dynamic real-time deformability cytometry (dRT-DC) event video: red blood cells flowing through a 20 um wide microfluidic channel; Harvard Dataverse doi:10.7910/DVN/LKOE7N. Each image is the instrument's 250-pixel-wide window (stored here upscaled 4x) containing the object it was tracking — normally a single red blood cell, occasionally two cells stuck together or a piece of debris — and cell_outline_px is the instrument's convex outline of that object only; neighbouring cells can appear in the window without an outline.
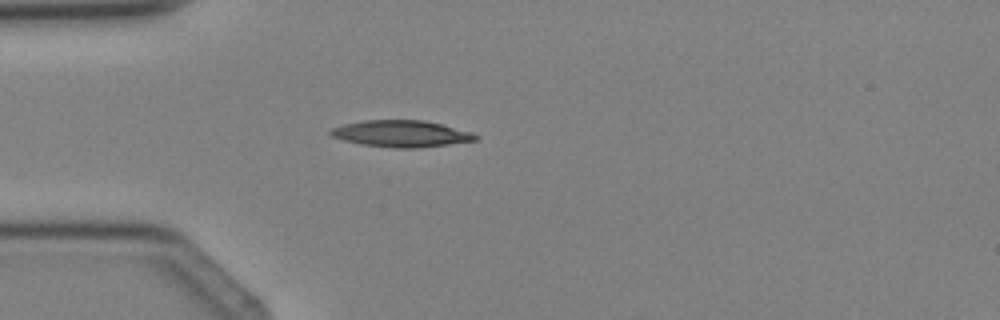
{"species": "Egyptian fruit bat (a non-hibernating species)", "species_latin": "Rousettus aegyptiacus", "temperature_condition": "cold", "stored_images_in_passage": 2, "camera_frame_rate_fps": 3000, "um_per_image_px": 0.085, "animal": {"sex": "female"}, "frame": {"image": 1, "passage_image": 2, "time_ms": 2.333, "image_size_px": [1000, 320], "cell_outline_px": [[480, 136], [476, 140], [448, 144], [416, 148], [392, 148], [360, 144], [344, 140], [332, 136], [328, 132], [332, 128], [344, 124], [364, 120], [424, 120], [472, 132]], "centroid_in_image_um": [34.09, 11.36], "position_along_channel_um": 50.9, "area_um2": 22.37}}